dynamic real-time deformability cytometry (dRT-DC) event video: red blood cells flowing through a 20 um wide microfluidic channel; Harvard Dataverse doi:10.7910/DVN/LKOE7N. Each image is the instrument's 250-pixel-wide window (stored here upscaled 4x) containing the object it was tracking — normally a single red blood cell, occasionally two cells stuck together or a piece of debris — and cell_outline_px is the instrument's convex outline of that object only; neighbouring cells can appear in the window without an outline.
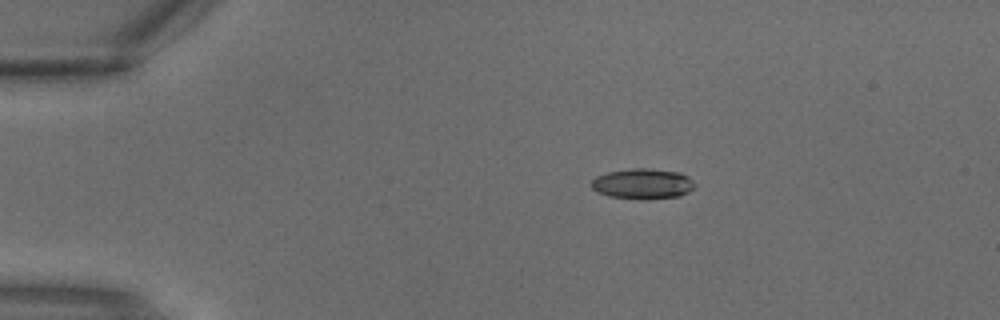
{"species": "common noctule bat (a hibernating species)", "species_latin": "Nyctalus noctula", "temperature_condition": "warm", "stored_images_in_passage": 3, "camera_frame_rate_fps": 3000, "um_per_image_px": 0.085, "animal": {"sex": "male", "body_mass_g": 18.8}, "frame": {"image": 1, "passage_image": 2, "time_ms": 0.333, "image_size_px": [1000, 320], "cell_outline_px": [[696, 184], [688, 192], [680, 196], [640, 200], [608, 196], [596, 192], [592, 188], [592, 180], [596, 176], [608, 172], [632, 168], [644, 168], [680, 172], [688, 176]], "centroid_in_image_um": [54.62, 15.63], "position_along_channel_um": 30.4, "area_um2": 18.44}}
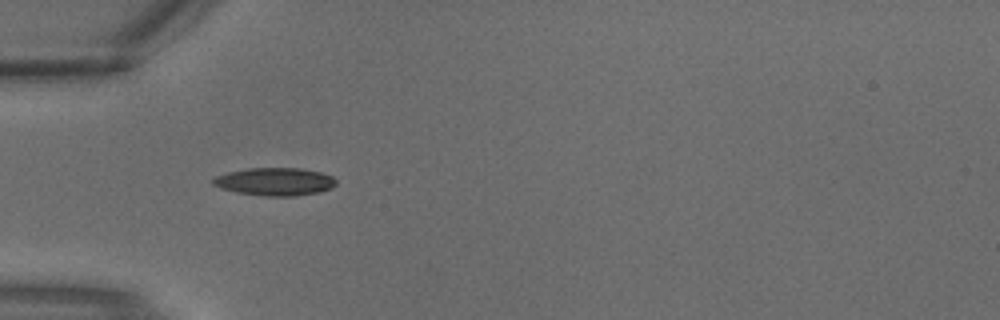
{"frame": {"image": 2, "passage_image": 3, "time_ms": 0.667, "image_size_px": [1000, 320], "cell_outline_px": [[336, 184], [332, 188], [320, 192], [296, 196], [264, 196], [236, 192], [220, 188], [212, 184], [212, 180], [216, 176], [228, 172], [248, 168], [300, 168], [320, 172], [332, 176], [336, 180]], "centroid_in_image_um": [23.37, 15.44], "position_along_channel_um": 61.6, "area_um2": 20.06}}